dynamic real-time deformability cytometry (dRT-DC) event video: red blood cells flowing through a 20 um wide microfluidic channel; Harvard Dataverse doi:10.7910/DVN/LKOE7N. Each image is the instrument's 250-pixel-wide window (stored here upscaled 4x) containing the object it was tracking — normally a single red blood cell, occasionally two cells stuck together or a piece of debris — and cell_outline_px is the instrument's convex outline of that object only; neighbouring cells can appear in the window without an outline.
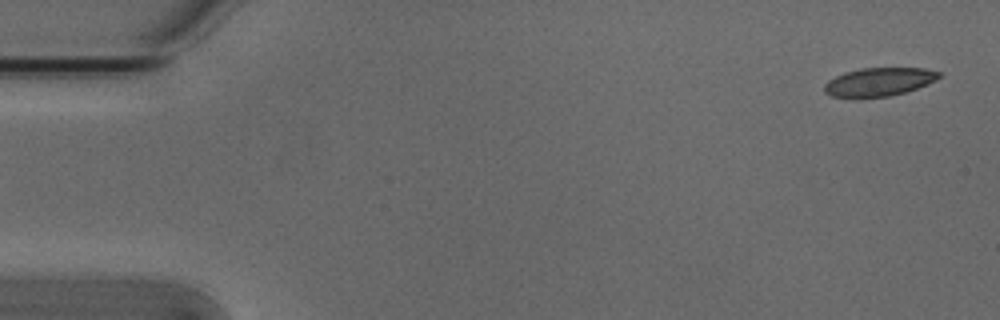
{"species": "Egyptian fruit bat (a non-hibernating species)", "species_latin": "Rousettus aegyptiacus", "temperature_condition": "cold", "stored_images_in_passage": 3, "segment_of_instrument_passage": [2, 2], "camera_frame_rate_fps": 3000, "um_per_image_px": 0.085, "animal": {"sex": "male"}, "frame": {"image": 1, "passage_image": 3, "time_ms": 0.667, "image_size_px": [1000, 320], "cell_outline_px": [[940, 76], [936, 80], [928, 84], [904, 92], [888, 96], [860, 100], [856, 100], [832, 96], [824, 92], [824, 84], [828, 80], [844, 72], [860, 68], [924, 68], [940, 72]], "centroid_in_image_um": [74.64, 6.99], "position_along_channel_um": 10.4, "area_um2": 19.48}}